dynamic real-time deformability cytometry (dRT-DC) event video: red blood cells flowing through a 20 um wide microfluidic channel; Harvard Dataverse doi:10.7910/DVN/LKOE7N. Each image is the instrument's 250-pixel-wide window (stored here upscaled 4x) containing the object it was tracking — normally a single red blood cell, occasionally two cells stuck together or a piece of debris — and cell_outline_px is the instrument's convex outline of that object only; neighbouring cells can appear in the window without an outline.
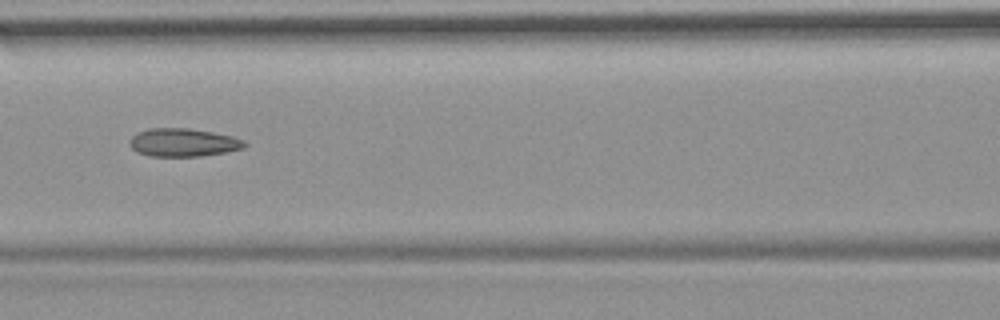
{"species": "common noctule bat (a hibernating species)", "species_latin": "Nyctalus noctula", "temperature_condition": "room temperature", "stored_images_in_passage": 53, "camera_frame_rate_fps": 3000, "um_per_image_px": 0.085, "animal": {"sex": "female", "body_mass_g": 19.9}, "frame": {"image": 1, "passage_image": 23, "time_ms": 7.333, "image_size_px": [1000, 320], "cell_outline_px": [[248, 144], [244, 148], [224, 152], [200, 156], [148, 156], [136, 152], [128, 144], [128, 140], [136, 132], [148, 128], [188, 128], [212, 132], [232, 136], [244, 140]], "centroid_in_image_um": [15.53, 12.11], "position_along_channel_um": 151.1, "area_um2": 19.02}, "authors_computed_cell_mechanics": {"area_um2": 19.074, "velocity_mm_per_s": 3.7097, "shape_relaxation_time_tau1_ms": null, "shape_relaxation_time_tau2_ms": 2.5093, "deformation_change_tau1": null, "deformation_change_tau2": 0.1042}}